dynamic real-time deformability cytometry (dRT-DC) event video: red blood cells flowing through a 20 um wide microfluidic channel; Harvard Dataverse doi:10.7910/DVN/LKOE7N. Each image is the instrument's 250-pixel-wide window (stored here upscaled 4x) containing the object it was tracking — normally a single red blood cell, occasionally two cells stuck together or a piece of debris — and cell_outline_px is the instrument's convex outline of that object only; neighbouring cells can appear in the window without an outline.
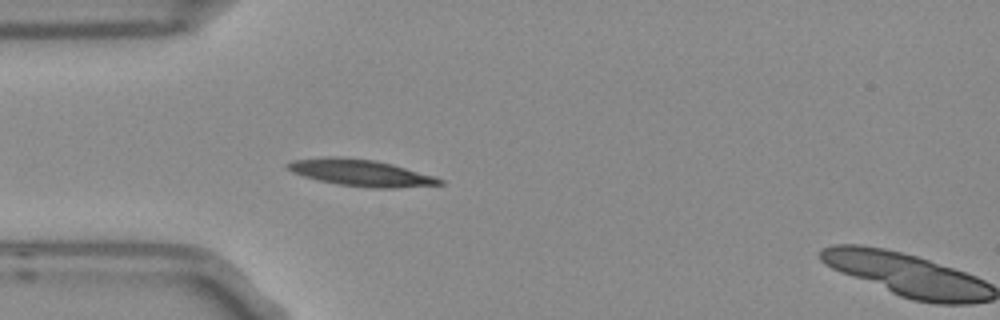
{"species": "Egyptian fruit bat (a non-hibernating species)", "species_latin": "Rousettus aegyptiacus", "temperature_condition": "room temperature", "stored_images_in_passage": 6, "camera_frame_rate_fps": 3000, "um_per_image_px": 0.085, "frame": {"image": 1, "passage_image": 5, "time_ms": 1.333, "image_size_px": [1000, 320], "cell_outline_px": [[444, 184], [392, 188], [372, 188], [340, 184], [316, 180], [292, 172], [284, 168], [284, 164], [292, 160], [372, 160], [392, 164], [432, 176], [444, 180]], "centroid_in_image_um": [30.72, 14.75], "position_along_channel_um": 54.3, "area_um2": 22.14}}